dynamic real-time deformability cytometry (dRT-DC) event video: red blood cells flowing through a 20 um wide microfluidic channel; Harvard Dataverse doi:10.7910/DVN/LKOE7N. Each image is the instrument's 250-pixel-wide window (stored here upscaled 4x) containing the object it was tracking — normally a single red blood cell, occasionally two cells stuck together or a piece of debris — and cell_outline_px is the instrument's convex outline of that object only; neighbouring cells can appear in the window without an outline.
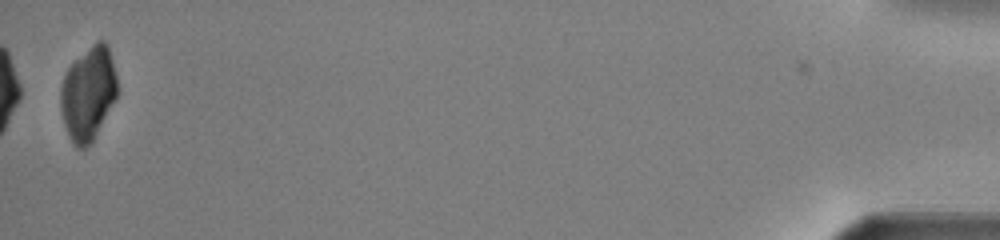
{"species": "common noctule bat (a hibernating species)", "species_latin": "Nyctalus noctula", "temperature_condition": "warm", "stored_images_in_passage": 35, "camera_frame_rate_fps": 3000, "um_per_image_px": 0.085, "animal": {"sex": "male", "body_mass_g": 13.0, "forearm_length_mm": 53.1}, "frame": {"image": 1, "passage_image": 35, "time_ms": 11.333, "image_size_px": [1000, 240], "cell_outline_px": [[116, 100], [92, 140], [84, 148], [76, 148], [72, 144], [68, 136], [64, 124], [60, 108], [60, 88], [64, 76], [68, 68], [96, 40], [104, 40], [108, 48], [112, 60], [116, 76]], "centroid_in_image_um": [7.48, 7.97], "position_along_channel_um": 427.7, "area_um2": 30.58}}